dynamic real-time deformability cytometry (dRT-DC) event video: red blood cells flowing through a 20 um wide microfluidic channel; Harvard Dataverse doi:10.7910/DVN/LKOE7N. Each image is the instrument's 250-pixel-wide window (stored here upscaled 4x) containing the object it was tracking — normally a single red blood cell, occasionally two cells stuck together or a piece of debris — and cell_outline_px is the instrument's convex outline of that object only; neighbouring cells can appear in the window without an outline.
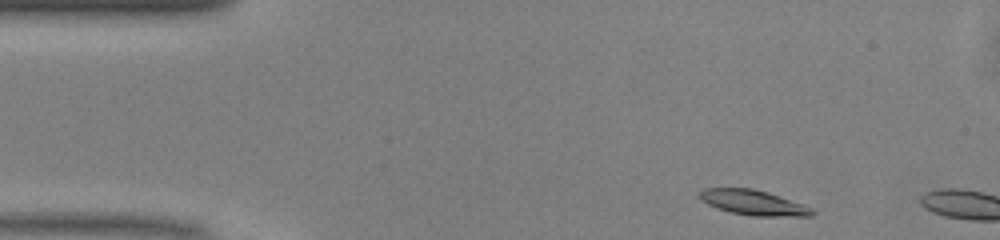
{"species": "common noctule bat (a hibernating species)", "species_latin": "Nyctalus noctula", "temperature_condition": "warm", "stored_images_in_passage": 5, "camera_frame_rate_fps": 3000, "um_per_image_px": 0.085, "animal": {"sex": "male", "body_mass_g": 13.0, "forearm_length_mm": 53.1}, "frame": {"image": 1, "passage_image": 2, "time_ms": 0.333, "image_size_px": [1000, 240], "cell_outline_px": [[816, 212], [812, 216], [752, 216], [732, 212], [716, 208], [700, 200], [696, 196], [704, 188], [752, 188], [768, 192], [812, 208]], "centroid_in_image_um": [64.0, 17.22], "position_along_channel_um": 21.0, "area_um2": 16.42}}